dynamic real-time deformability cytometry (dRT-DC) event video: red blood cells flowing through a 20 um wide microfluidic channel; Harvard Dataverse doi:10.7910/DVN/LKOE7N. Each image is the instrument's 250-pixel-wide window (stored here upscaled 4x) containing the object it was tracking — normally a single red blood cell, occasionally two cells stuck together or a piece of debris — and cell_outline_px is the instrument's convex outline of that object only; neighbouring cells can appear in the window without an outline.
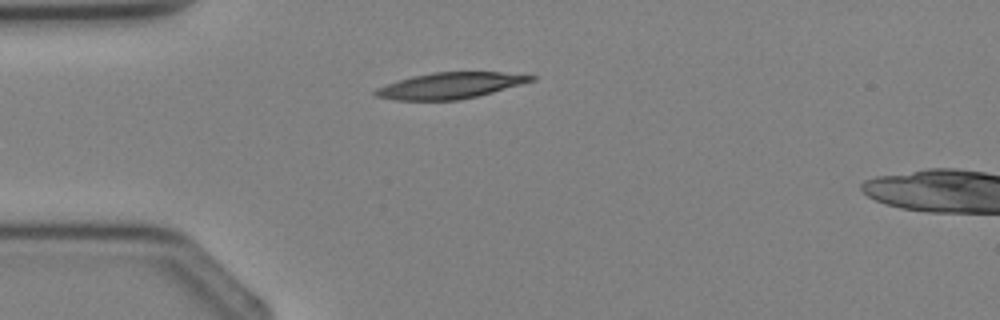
{"species": "Egyptian fruit bat (a non-hibernating species)", "species_latin": "Rousettus aegyptiacus", "temperature_condition": "cold", "stored_images_in_passage": 3, "camera_frame_rate_fps": 3000, "um_per_image_px": 0.085, "animal": {"sex": "female"}, "frame": {"image": 1, "passage_image": 3, "time_ms": 2.333, "image_size_px": [1000, 320], "cell_outline_px": [[536, 80], [492, 92], [460, 100], [396, 100], [376, 96], [372, 92], [376, 88], [412, 76], [432, 72], [500, 72], [536, 76]], "centroid_in_image_um": [38.26, 7.27], "position_along_channel_um": 46.7, "area_um2": 23.41}}